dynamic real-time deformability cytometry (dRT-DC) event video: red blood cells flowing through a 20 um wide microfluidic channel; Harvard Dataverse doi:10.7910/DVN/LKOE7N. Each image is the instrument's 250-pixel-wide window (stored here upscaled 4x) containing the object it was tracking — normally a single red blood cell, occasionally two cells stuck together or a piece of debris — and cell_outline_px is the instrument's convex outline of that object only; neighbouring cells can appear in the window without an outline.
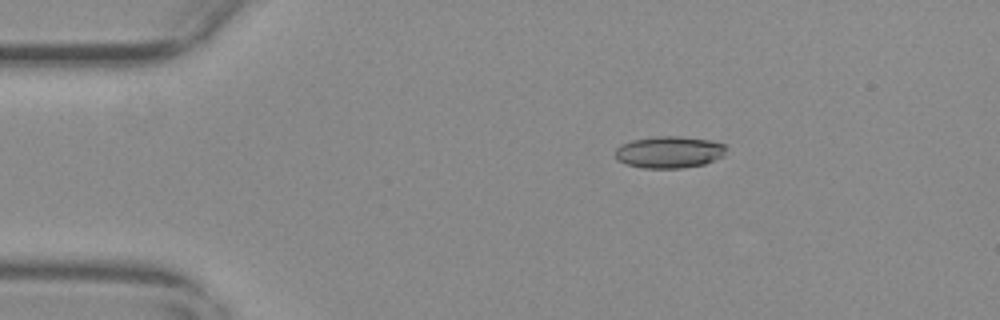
{"species": "common noctule bat (a hibernating species)", "species_latin": "Nyctalus noctula", "temperature_condition": "warm", "stored_images_in_passage": 18, "camera_frame_rate_fps": 3000, "um_per_image_px": 0.085, "animal": {"sex": "female", "body_mass_g": 29.2, "forearm_length_mm": 56.3}, "frame": {"image": 1, "passage_image": 10, "time_ms": 3.0, "image_size_px": [1000, 320], "cell_outline_px": [[724, 156], [704, 164], [680, 168], [644, 168], [628, 164], [616, 160], [616, 148], [632, 140], [656, 136], [680, 136], [712, 140], [724, 144]], "centroid_in_image_um": [56.89, 12.92], "position_along_channel_um": 28.1, "area_um2": 20.46}}
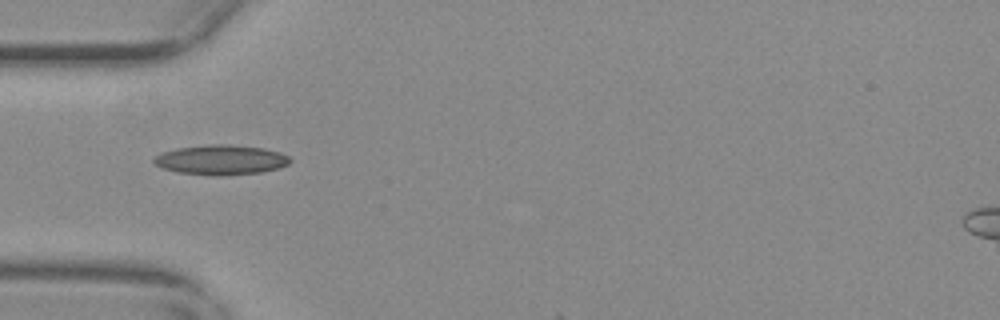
{"frame": {"image": 2, "passage_image": 18, "time_ms": 5.667, "image_size_px": [1000, 320], "cell_outline_px": [[292, 160], [288, 164], [280, 168], [264, 172], [224, 176], [212, 176], [176, 172], [164, 168], [156, 164], [152, 160], [160, 152], [180, 148], [208, 144], [228, 144], [264, 148], [280, 152], [288, 156]], "centroid_in_image_um": [18.81, 13.6], "position_along_channel_um": 66.2, "area_um2": 23.93}}